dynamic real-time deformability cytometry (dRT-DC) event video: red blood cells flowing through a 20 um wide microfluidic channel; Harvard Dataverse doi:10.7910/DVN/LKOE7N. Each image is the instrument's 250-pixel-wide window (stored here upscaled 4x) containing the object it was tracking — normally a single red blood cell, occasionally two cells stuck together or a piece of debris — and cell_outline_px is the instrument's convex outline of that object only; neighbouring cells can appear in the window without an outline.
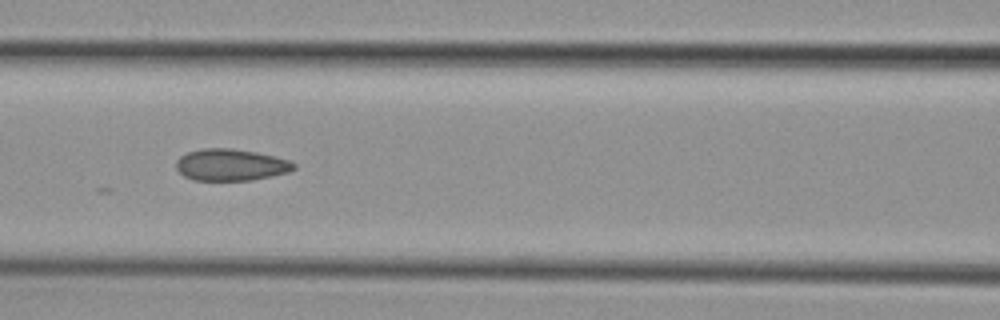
{"species": "common noctule bat (a hibernating species)", "species_latin": "Nyctalus noctula", "temperature_condition": "cold", "stored_images_in_passage": 5, "camera_frame_rate_fps": 3000, "um_per_image_px": 0.085, "animal": {"sex": "female", "body_mass_g": 29.2, "forearm_length_mm": 56.3}, "frame": {"image": 1, "passage_image": 4, "time_ms": 3.333, "image_size_px": [1000, 320], "cell_outline_px": [[296, 168], [288, 172], [272, 176], [252, 180], [192, 180], [184, 176], [176, 168], [176, 160], [180, 156], [188, 152], [204, 148], [232, 148], [256, 152], [288, 160], [296, 164]], "centroid_in_image_um": [19.6, 14.01], "position_along_channel_um": 147.0, "area_um2": 21.73}}
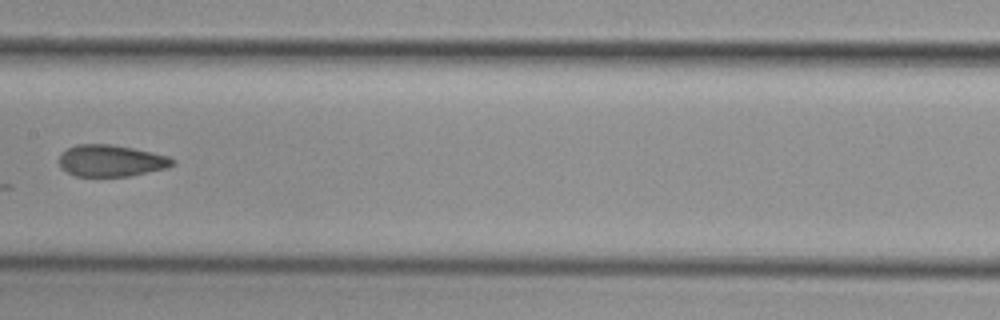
{"frame": {"image": 2, "passage_image": 5, "time_ms": 4.667, "image_size_px": [1000, 320], "cell_outline_px": [[176, 164], [168, 168], [128, 176], [76, 176], [60, 168], [60, 152], [76, 144], [112, 144], [132, 148], [168, 156], [176, 160]], "centroid_in_image_um": [9.45, 13.66], "position_along_channel_um": 198.0, "area_um2": 20.98}}